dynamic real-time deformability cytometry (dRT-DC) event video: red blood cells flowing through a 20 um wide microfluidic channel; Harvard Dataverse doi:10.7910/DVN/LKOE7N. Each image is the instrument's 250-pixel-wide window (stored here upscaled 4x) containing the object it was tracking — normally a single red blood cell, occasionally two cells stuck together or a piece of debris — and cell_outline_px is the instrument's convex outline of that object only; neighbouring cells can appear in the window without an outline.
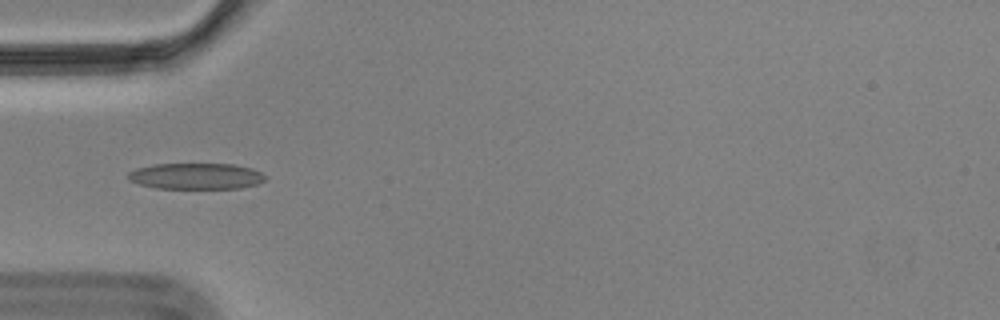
{"species": "Egyptian fruit bat (a non-hibernating species)", "species_latin": "Rousettus aegyptiacus", "temperature_condition": "cold", "stored_images_in_passage": 14, "camera_frame_rate_fps": 3000, "um_per_image_px": 0.085, "animal": {"sex": "male"}, "frame": {"image": 1, "passage_image": 5, "time_ms": 1.333, "image_size_px": [1000, 320], "cell_outline_px": [[268, 176], [264, 180], [256, 184], [240, 188], [156, 188], [140, 184], [128, 180], [128, 172], [136, 168], [152, 164], [232, 164], [252, 168]], "centroid_in_image_um": [16.65, 14.96], "position_along_channel_um": 68.3, "area_um2": 20.87}}
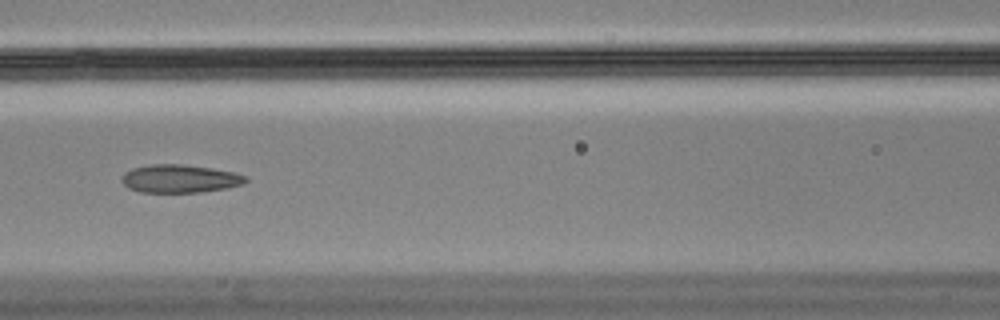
{"frame": {"image": 2, "passage_image": 12, "time_ms": 3.667, "image_size_px": [1000, 320], "cell_outline_px": [[248, 180], [244, 184], [228, 188], [200, 192], [140, 192], [128, 188], [120, 180], [124, 172], [132, 168], [148, 164], [180, 164], [212, 168], [236, 172], [248, 176]], "centroid_in_image_um": [15.3, 15.18], "position_along_channel_um": 151.3, "area_um2": 20.58}}